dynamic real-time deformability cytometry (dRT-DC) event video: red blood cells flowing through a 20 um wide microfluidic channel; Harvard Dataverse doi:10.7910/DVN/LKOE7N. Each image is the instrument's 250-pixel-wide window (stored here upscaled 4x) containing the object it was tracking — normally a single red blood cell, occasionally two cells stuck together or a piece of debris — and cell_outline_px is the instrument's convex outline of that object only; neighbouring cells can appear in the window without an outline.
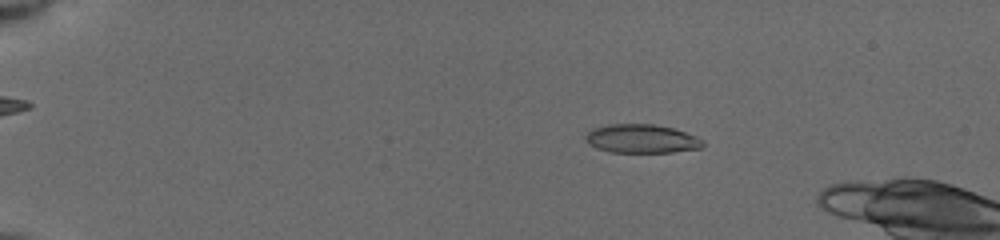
{"species": "common noctule bat (a hibernating species)", "species_latin": "Nyctalus noctula", "temperature_condition": "cold", "stored_images_in_passage": 26, "camera_frame_rate_fps": 3000, "um_per_image_px": 0.085, "animal": {"sex": "female", "body_mass_g": 19.5, "forearm_length_mm": 54.1}, "frame": {"image": 1, "passage_image": 4, "time_ms": 3.333, "image_size_px": [1000, 240], "cell_outline_px": [[704, 144], [700, 148], [672, 152], [608, 152], [596, 148], [588, 144], [584, 140], [584, 136], [592, 128], [608, 124], [652, 124], [672, 128], [696, 136], [704, 140]], "centroid_in_image_um": [54.48, 11.79], "position_along_channel_um": 30.5, "area_um2": 19.71}}
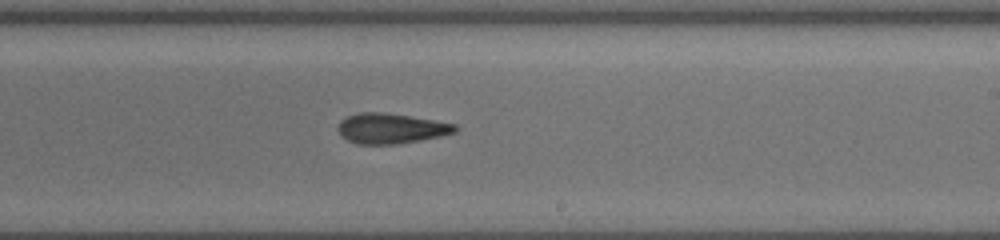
{"frame": {"image": 2, "passage_image": 14, "time_ms": 11.333, "image_size_px": [1000, 240], "cell_outline_px": [[460, 128], [456, 132], [440, 136], [420, 140], [396, 144], [356, 144], [340, 136], [336, 128], [340, 120], [348, 116], [360, 112], [384, 112], [456, 124]], "centroid_in_image_um": [33.2, 10.92], "position_along_channel_um": 255.8, "area_um2": 20.69}}
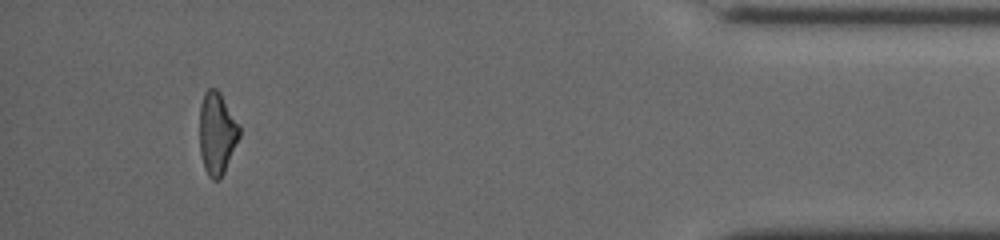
{"frame": {"image": 3, "passage_image": 25, "time_ms": 16.667, "image_size_px": [1000, 240], "cell_outline_px": [[240, 136], [224, 172], [220, 180], [212, 180], [208, 176], [204, 168], [200, 152], [200, 104], [204, 92], [208, 88], [216, 88], [220, 92], [240, 124]], "centroid_in_image_um": [18.45, 11.32], "position_along_channel_um": 416.8, "area_um2": 19.31}}